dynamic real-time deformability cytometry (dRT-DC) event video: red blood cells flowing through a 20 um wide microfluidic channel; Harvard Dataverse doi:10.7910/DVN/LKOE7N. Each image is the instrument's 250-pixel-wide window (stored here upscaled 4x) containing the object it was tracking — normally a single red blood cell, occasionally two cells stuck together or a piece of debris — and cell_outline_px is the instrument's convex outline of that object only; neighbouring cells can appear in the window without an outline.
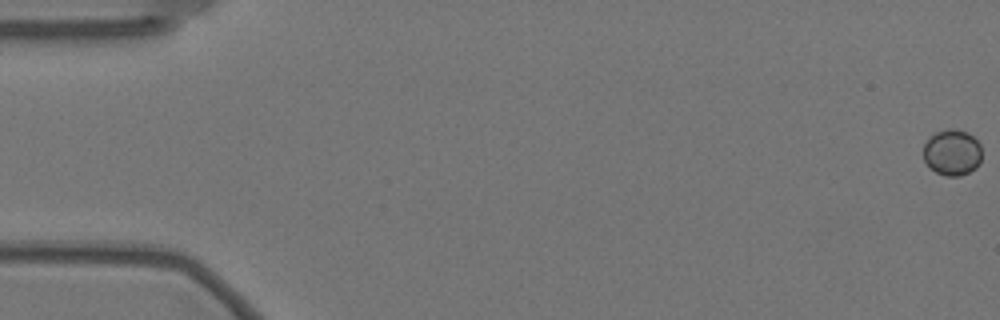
{"species": "Egyptian fruit bat (a non-hibernating species)", "species_latin": "Rousettus aegyptiacus", "temperature_condition": "warm", "stored_images_in_passage": 59, "camera_frame_rate_fps": 3000, "um_per_image_px": 0.085, "animal": {"sex": "female"}, "frame": {"image": 1, "passage_image": 1, "time_ms": 0.0, "image_size_px": [1000, 320], "cell_outline_px": [[980, 160], [976, 168], [960, 176], [948, 176], [936, 172], [924, 160], [924, 144], [936, 132], [948, 128], [956, 128], [968, 132], [980, 144]], "centroid_in_image_um": [80.94, 12.94], "position_along_channel_um": 4.1, "area_um2": 15.49}}
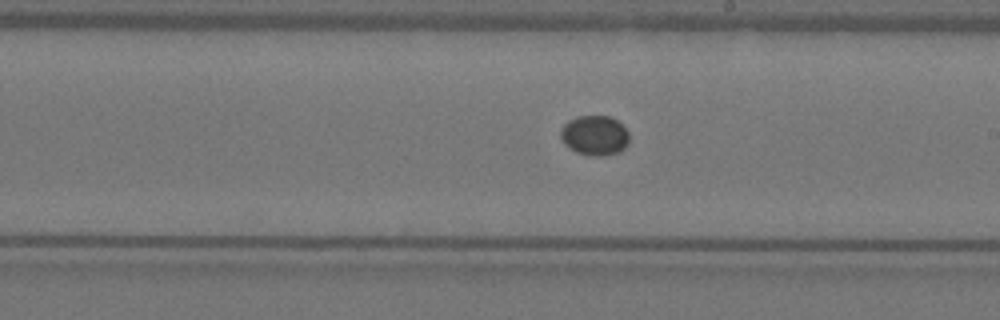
{"frame": {"image": 2, "passage_image": 34, "time_ms": 11.0, "image_size_px": [1000, 320], "cell_outline_px": [[628, 144], [620, 152], [600, 156], [596, 156], [576, 152], [564, 144], [560, 136], [560, 132], [564, 124], [568, 120], [576, 116], [608, 116], [616, 120], [628, 132]], "centroid_in_image_um": [50.53, 11.51], "position_along_channel_um": 238.5, "area_um2": 15.84}}
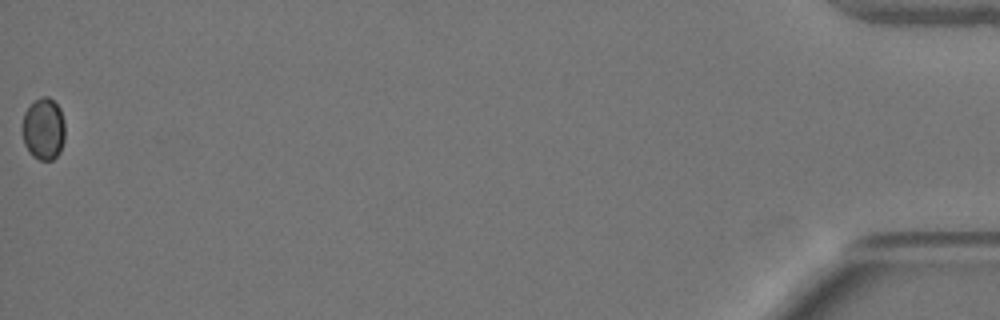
{"frame": {"image": 3, "passage_image": 59, "time_ms": 19.333, "image_size_px": [1000, 320], "cell_outline_px": [[64, 140], [60, 152], [52, 160], [40, 160], [32, 156], [24, 144], [20, 128], [24, 112], [40, 96], [48, 96], [60, 108], [64, 120]], "centroid_in_image_um": [3.68, 10.96], "position_along_channel_um": 431.5, "area_um2": 15.66}}